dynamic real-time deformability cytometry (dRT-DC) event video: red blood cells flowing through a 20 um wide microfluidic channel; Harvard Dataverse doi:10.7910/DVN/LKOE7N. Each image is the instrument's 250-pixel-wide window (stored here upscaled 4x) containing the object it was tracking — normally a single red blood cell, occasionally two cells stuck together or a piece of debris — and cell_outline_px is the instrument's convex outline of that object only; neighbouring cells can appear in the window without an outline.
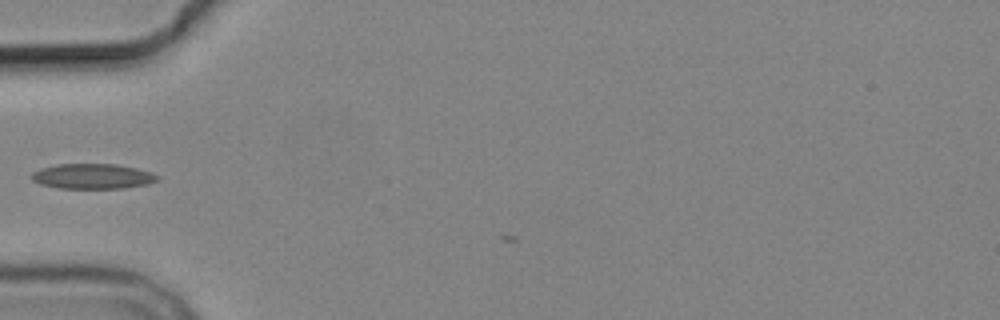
{"species": "common noctule bat (a hibernating species)", "species_latin": "Nyctalus noctula", "temperature_condition": "cold", "stored_images_in_passage": 2, "camera_frame_rate_fps": 3000, "um_per_image_px": 0.085, "animal": {"sex": "male", "body_mass_g": 19.2, "forearm_length_mm": 51.8}, "frame": {"image": 1, "passage_image": 2, "time_ms": 1.0, "image_size_px": [1000, 320], "cell_outline_px": [[160, 176], [156, 180], [148, 184], [124, 188], [60, 188], [40, 184], [32, 180], [28, 176], [32, 172], [40, 168], [56, 164], [116, 164], [136, 168]], "centroid_in_image_um": [7.81, 14.98], "position_along_channel_um": 77.2, "area_um2": 18.44}}